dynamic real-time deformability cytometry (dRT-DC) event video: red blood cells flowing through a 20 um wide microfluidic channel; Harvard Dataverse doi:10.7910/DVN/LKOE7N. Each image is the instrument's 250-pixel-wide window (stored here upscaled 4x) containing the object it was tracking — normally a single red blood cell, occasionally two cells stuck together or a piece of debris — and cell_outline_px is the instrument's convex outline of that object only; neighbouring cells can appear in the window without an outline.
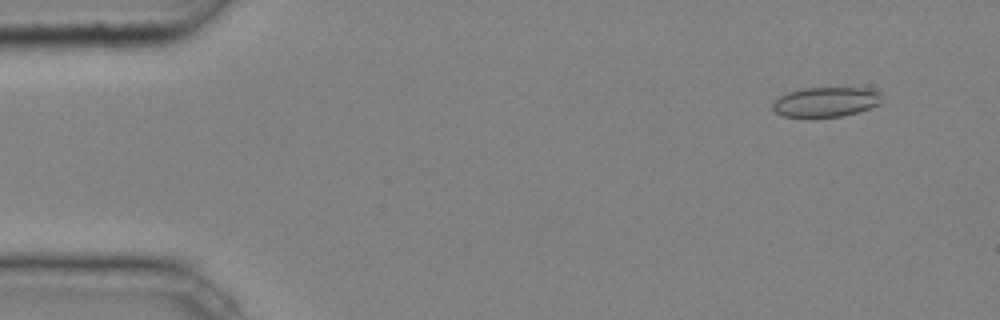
{"species": "common noctule bat (a hibernating species)", "species_latin": "Nyctalus noctula", "temperature_condition": "cold", "stored_images_in_passage": 5, "camera_frame_rate_fps": 3000, "um_per_image_px": 0.085, "animal": {"sex": "male", "body_mass_g": 20.4}, "frame": {"image": 1, "passage_image": 2, "time_ms": 0.333, "image_size_px": [1000, 320], "cell_outline_px": [[880, 104], [856, 112], [840, 116], [812, 120], [784, 116], [776, 112], [772, 108], [772, 104], [780, 96], [788, 92], [804, 88], [864, 88], [880, 92]], "centroid_in_image_um": [70.13, 8.7], "position_along_channel_um": 14.9, "area_um2": 19.25}}
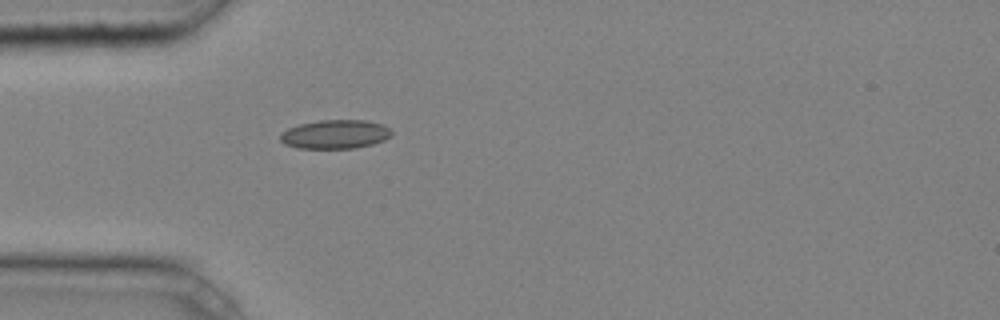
{"frame": {"image": 2, "passage_image": 5, "time_ms": 1.333, "image_size_px": [1000, 320], "cell_outline_px": [[392, 136], [384, 140], [372, 144], [356, 148], [296, 148], [284, 144], [280, 140], [280, 132], [288, 128], [300, 124], [320, 120], [368, 120], [384, 124], [392, 128]], "centroid_in_image_um": [28.52, 11.4], "position_along_channel_um": 56.5, "area_um2": 19.02}}